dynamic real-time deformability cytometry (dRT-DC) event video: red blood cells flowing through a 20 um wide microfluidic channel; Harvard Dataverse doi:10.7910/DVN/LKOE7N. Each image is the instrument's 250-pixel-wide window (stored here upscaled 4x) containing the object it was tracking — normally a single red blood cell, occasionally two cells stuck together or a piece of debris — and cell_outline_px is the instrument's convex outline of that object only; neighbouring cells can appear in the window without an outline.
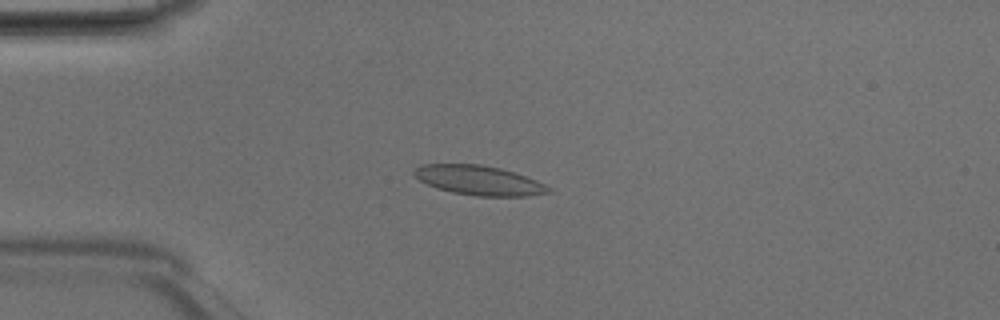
{"species": "Egyptian fruit bat (a non-hibernating species)", "species_latin": "Rousettus aegyptiacus", "temperature_condition": "room temperature", "stored_images_in_passage": 49, "camera_frame_rate_fps": 3000, "um_per_image_px": 0.085, "animal": {"sex": "male"}, "frame": {"image": 1, "passage_image": 13, "time_ms": 4.0, "image_size_px": [1000, 320], "cell_outline_px": [[552, 192], [528, 196], [476, 196], [452, 192], [436, 188], [420, 180], [412, 172], [420, 164], [480, 164], [500, 168], [536, 180], [552, 188]], "centroid_in_image_um": [40.71, 15.33], "position_along_channel_um": 44.3, "area_um2": 23.0}}
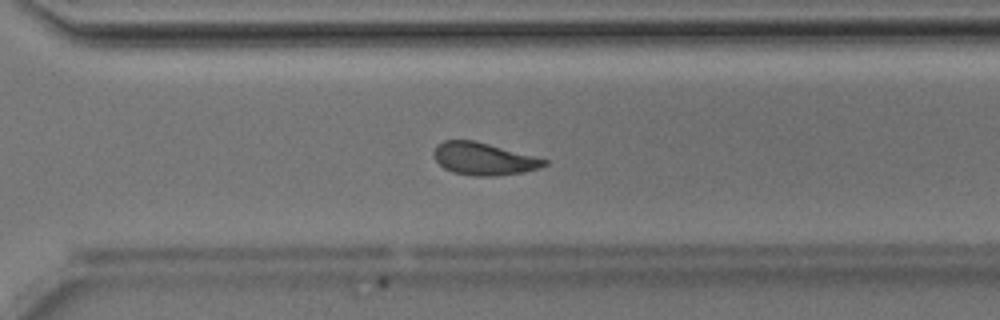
{"frame": {"image": 2, "passage_image": 35, "time_ms": 11.333, "image_size_px": [1000, 320], "cell_outline_px": [[548, 164], [540, 168], [520, 172], [496, 176], [472, 176], [452, 172], [444, 168], [436, 160], [432, 152], [436, 144], [444, 140], [476, 140], [548, 160]], "centroid_in_image_um": [41.08, 13.49], "position_along_channel_um": 329.5, "area_um2": 20.92}}
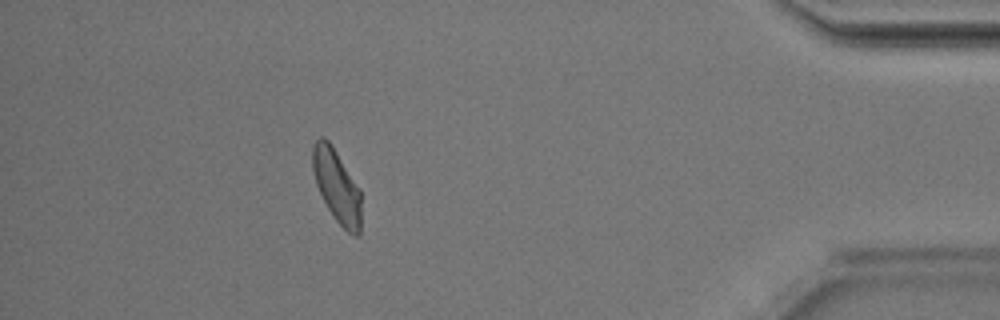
{"frame": {"image": 3, "passage_image": 44, "time_ms": 14.333, "image_size_px": [1000, 320], "cell_outline_px": [[360, 232], [356, 236], [348, 232], [336, 220], [328, 208], [316, 184], [312, 168], [312, 148], [316, 140], [320, 136], [324, 136], [328, 140], [360, 188]], "centroid_in_image_um": [28.61, 15.79], "position_along_channel_um": 406.6, "area_um2": 20.35}, "authors_computed_cell_mechanics": {"area_um2": 21.8484, "velocity_mm_per_s": 4.1939, "shape_relaxation_time_tau1_ms": 2.633, "shape_relaxation_time_tau2_ms": 1.393, "deformation_change_tau1": 0.1088, "deformation_change_tau2": 0.0795}}